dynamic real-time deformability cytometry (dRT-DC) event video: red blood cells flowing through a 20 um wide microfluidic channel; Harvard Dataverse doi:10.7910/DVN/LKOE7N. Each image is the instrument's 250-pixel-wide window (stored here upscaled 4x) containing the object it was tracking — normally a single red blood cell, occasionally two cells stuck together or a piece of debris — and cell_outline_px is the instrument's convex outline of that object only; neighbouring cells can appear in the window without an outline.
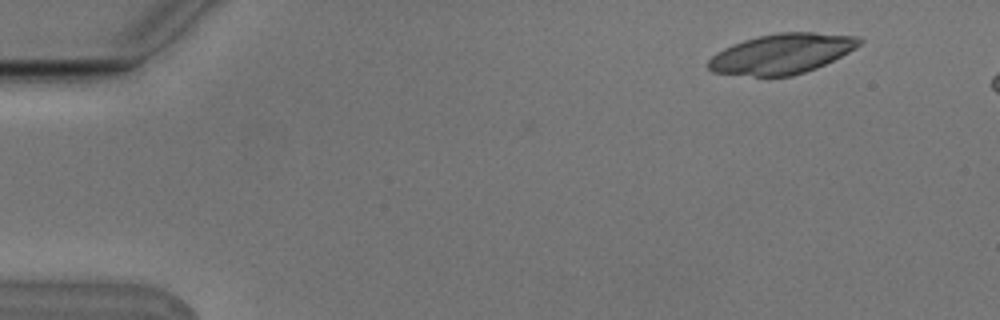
{"species": "Egyptian fruit bat (a non-hibernating species)", "species_latin": "Rousettus aegyptiacus", "temperature_condition": "cold", "stored_images_in_passage": 3, "camera_frame_rate_fps": 3000, "um_per_image_px": 0.085, "animal": {"sex": "male"}, "frame": {"image": 1, "passage_image": 1, "time_ms": 0.0, "image_size_px": [1000, 320], "cell_outline_px": [[864, 40], [860, 44], [848, 52], [816, 68], [792, 76], [752, 76], [712, 72], [708, 68], [708, 60], [716, 52], [732, 44], [756, 36], [780, 32], [816, 32], [856, 36]], "centroid_in_image_um": [66.43, 4.56], "position_along_channel_um": 18.6, "area_um2": 35.14}}